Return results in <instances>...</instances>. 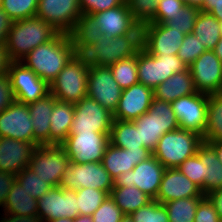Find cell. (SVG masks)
<instances>
[{"instance_id":"e7e4bbea","label":"cell","mask_w":222,"mask_h":222,"mask_svg":"<svg viewBox=\"0 0 222 222\" xmlns=\"http://www.w3.org/2000/svg\"><path fill=\"white\" fill-rule=\"evenodd\" d=\"M48 222H73V219L72 218H57V219L50 220Z\"/></svg>"},{"instance_id":"4316f807","label":"cell","mask_w":222,"mask_h":222,"mask_svg":"<svg viewBox=\"0 0 222 222\" xmlns=\"http://www.w3.org/2000/svg\"><path fill=\"white\" fill-rule=\"evenodd\" d=\"M74 118V104L56 100L50 116V145H61L69 135Z\"/></svg>"},{"instance_id":"9c48e42d","label":"cell","mask_w":222,"mask_h":222,"mask_svg":"<svg viewBox=\"0 0 222 222\" xmlns=\"http://www.w3.org/2000/svg\"><path fill=\"white\" fill-rule=\"evenodd\" d=\"M113 113L94 99L86 96L74 103V118L69 134L105 133L110 134Z\"/></svg>"},{"instance_id":"6125c7cd","label":"cell","mask_w":222,"mask_h":222,"mask_svg":"<svg viewBox=\"0 0 222 222\" xmlns=\"http://www.w3.org/2000/svg\"><path fill=\"white\" fill-rule=\"evenodd\" d=\"M186 5L194 6L200 10L204 7V0H184Z\"/></svg>"},{"instance_id":"7bdbcfd3","label":"cell","mask_w":222,"mask_h":222,"mask_svg":"<svg viewBox=\"0 0 222 222\" xmlns=\"http://www.w3.org/2000/svg\"><path fill=\"white\" fill-rule=\"evenodd\" d=\"M134 222H169L166 207L156 200L130 214Z\"/></svg>"},{"instance_id":"680465c9","label":"cell","mask_w":222,"mask_h":222,"mask_svg":"<svg viewBox=\"0 0 222 222\" xmlns=\"http://www.w3.org/2000/svg\"><path fill=\"white\" fill-rule=\"evenodd\" d=\"M5 44H0V76L7 73L9 59L5 51Z\"/></svg>"},{"instance_id":"b9f144b4","label":"cell","mask_w":222,"mask_h":222,"mask_svg":"<svg viewBox=\"0 0 222 222\" xmlns=\"http://www.w3.org/2000/svg\"><path fill=\"white\" fill-rule=\"evenodd\" d=\"M1 8L13 20H24L36 16L38 0H2Z\"/></svg>"},{"instance_id":"f1b7e54d","label":"cell","mask_w":222,"mask_h":222,"mask_svg":"<svg viewBox=\"0 0 222 222\" xmlns=\"http://www.w3.org/2000/svg\"><path fill=\"white\" fill-rule=\"evenodd\" d=\"M3 212L16 216H30L38 214V200L22 188L15 180L3 205Z\"/></svg>"},{"instance_id":"f35d334b","label":"cell","mask_w":222,"mask_h":222,"mask_svg":"<svg viewBox=\"0 0 222 222\" xmlns=\"http://www.w3.org/2000/svg\"><path fill=\"white\" fill-rule=\"evenodd\" d=\"M149 112L154 114V116H158L159 132H163V135L179 129L178 121L170 102L153 98Z\"/></svg>"},{"instance_id":"cb8c5ba5","label":"cell","mask_w":222,"mask_h":222,"mask_svg":"<svg viewBox=\"0 0 222 222\" xmlns=\"http://www.w3.org/2000/svg\"><path fill=\"white\" fill-rule=\"evenodd\" d=\"M91 15L99 24L101 32L109 37L126 35L138 26L132 17L126 1L118 7Z\"/></svg>"},{"instance_id":"3957f363","label":"cell","mask_w":222,"mask_h":222,"mask_svg":"<svg viewBox=\"0 0 222 222\" xmlns=\"http://www.w3.org/2000/svg\"><path fill=\"white\" fill-rule=\"evenodd\" d=\"M142 49V27L118 37L103 35L95 44L85 46L77 55L87 64L109 67L121 59L137 55Z\"/></svg>"},{"instance_id":"d6a6232c","label":"cell","mask_w":222,"mask_h":222,"mask_svg":"<svg viewBox=\"0 0 222 222\" xmlns=\"http://www.w3.org/2000/svg\"><path fill=\"white\" fill-rule=\"evenodd\" d=\"M220 21L210 13L200 11L195 20L193 34L206 50H213L220 40Z\"/></svg>"},{"instance_id":"816d5d0a","label":"cell","mask_w":222,"mask_h":222,"mask_svg":"<svg viewBox=\"0 0 222 222\" xmlns=\"http://www.w3.org/2000/svg\"><path fill=\"white\" fill-rule=\"evenodd\" d=\"M14 94L8 74L0 76V112L6 109L13 101Z\"/></svg>"},{"instance_id":"4fadbf2b","label":"cell","mask_w":222,"mask_h":222,"mask_svg":"<svg viewBox=\"0 0 222 222\" xmlns=\"http://www.w3.org/2000/svg\"><path fill=\"white\" fill-rule=\"evenodd\" d=\"M208 94L197 92L171 102L180 129L204 136L207 125Z\"/></svg>"},{"instance_id":"484cf974","label":"cell","mask_w":222,"mask_h":222,"mask_svg":"<svg viewBox=\"0 0 222 222\" xmlns=\"http://www.w3.org/2000/svg\"><path fill=\"white\" fill-rule=\"evenodd\" d=\"M197 92L188 68L185 71L174 73L153 90L154 98L170 103L180 97L195 94Z\"/></svg>"},{"instance_id":"e575fe53","label":"cell","mask_w":222,"mask_h":222,"mask_svg":"<svg viewBox=\"0 0 222 222\" xmlns=\"http://www.w3.org/2000/svg\"><path fill=\"white\" fill-rule=\"evenodd\" d=\"M134 123L139 130L140 143H143L144 148L153 152L163 135V132H159L158 116L147 111L134 120Z\"/></svg>"},{"instance_id":"681fc988","label":"cell","mask_w":222,"mask_h":222,"mask_svg":"<svg viewBox=\"0 0 222 222\" xmlns=\"http://www.w3.org/2000/svg\"><path fill=\"white\" fill-rule=\"evenodd\" d=\"M82 13L95 14L122 5L125 0H78Z\"/></svg>"},{"instance_id":"7402d4cb","label":"cell","mask_w":222,"mask_h":222,"mask_svg":"<svg viewBox=\"0 0 222 222\" xmlns=\"http://www.w3.org/2000/svg\"><path fill=\"white\" fill-rule=\"evenodd\" d=\"M34 142L0 137V171L17 175L29 166Z\"/></svg>"},{"instance_id":"11a10c76","label":"cell","mask_w":222,"mask_h":222,"mask_svg":"<svg viewBox=\"0 0 222 222\" xmlns=\"http://www.w3.org/2000/svg\"><path fill=\"white\" fill-rule=\"evenodd\" d=\"M0 222H45L38 215H30V216H16L9 213H3L0 216Z\"/></svg>"},{"instance_id":"c3c4849f","label":"cell","mask_w":222,"mask_h":222,"mask_svg":"<svg viewBox=\"0 0 222 222\" xmlns=\"http://www.w3.org/2000/svg\"><path fill=\"white\" fill-rule=\"evenodd\" d=\"M185 5L184 0H160L154 17V23L166 24L169 20L173 19V16Z\"/></svg>"},{"instance_id":"ffe728a7","label":"cell","mask_w":222,"mask_h":222,"mask_svg":"<svg viewBox=\"0 0 222 222\" xmlns=\"http://www.w3.org/2000/svg\"><path fill=\"white\" fill-rule=\"evenodd\" d=\"M154 98L153 89L141 83L122 90L117 108L113 113V119L134 121L142 114L149 111Z\"/></svg>"},{"instance_id":"f5cc1de1","label":"cell","mask_w":222,"mask_h":222,"mask_svg":"<svg viewBox=\"0 0 222 222\" xmlns=\"http://www.w3.org/2000/svg\"><path fill=\"white\" fill-rule=\"evenodd\" d=\"M16 180V175L0 171V207L6 201L9 191L11 190L14 182Z\"/></svg>"},{"instance_id":"d4e9b609","label":"cell","mask_w":222,"mask_h":222,"mask_svg":"<svg viewBox=\"0 0 222 222\" xmlns=\"http://www.w3.org/2000/svg\"><path fill=\"white\" fill-rule=\"evenodd\" d=\"M57 99L51 94L28 104L33 124L34 143L38 145H50V116Z\"/></svg>"},{"instance_id":"7c38bea8","label":"cell","mask_w":222,"mask_h":222,"mask_svg":"<svg viewBox=\"0 0 222 222\" xmlns=\"http://www.w3.org/2000/svg\"><path fill=\"white\" fill-rule=\"evenodd\" d=\"M109 136L105 133L69 134L61 146L72 163L101 162Z\"/></svg>"},{"instance_id":"1f68e13d","label":"cell","mask_w":222,"mask_h":222,"mask_svg":"<svg viewBox=\"0 0 222 222\" xmlns=\"http://www.w3.org/2000/svg\"><path fill=\"white\" fill-rule=\"evenodd\" d=\"M110 197L114 200L115 204L121 209L124 215H130L153 200L146 193L140 191L136 186H114L111 190Z\"/></svg>"},{"instance_id":"4dcf8cb0","label":"cell","mask_w":222,"mask_h":222,"mask_svg":"<svg viewBox=\"0 0 222 222\" xmlns=\"http://www.w3.org/2000/svg\"><path fill=\"white\" fill-rule=\"evenodd\" d=\"M109 141L112 145L128 150L147 149L140 143L139 130L134 121L113 120Z\"/></svg>"},{"instance_id":"003e7915","label":"cell","mask_w":222,"mask_h":222,"mask_svg":"<svg viewBox=\"0 0 222 222\" xmlns=\"http://www.w3.org/2000/svg\"><path fill=\"white\" fill-rule=\"evenodd\" d=\"M206 3H222V0H204V5Z\"/></svg>"},{"instance_id":"60d3db41","label":"cell","mask_w":222,"mask_h":222,"mask_svg":"<svg viewBox=\"0 0 222 222\" xmlns=\"http://www.w3.org/2000/svg\"><path fill=\"white\" fill-rule=\"evenodd\" d=\"M16 180L23 189L37 200L51 189V187L29 167H25L19 172L16 175Z\"/></svg>"},{"instance_id":"8fae6325","label":"cell","mask_w":222,"mask_h":222,"mask_svg":"<svg viewBox=\"0 0 222 222\" xmlns=\"http://www.w3.org/2000/svg\"><path fill=\"white\" fill-rule=\"evenodd\" d=\"M7 74L18 102L28 105L50 93L49 85L22 62H9Z\"/></svg>"},{"instance_id":"91938a15","label":"cell","mask_w":222,"mask_h":222,"mask_svg":"<svg viewBox=\"0 0 222 222\" xmlns=\"http://www.w3.org/2000/svg\"><path fill=\"white\" fill-rule=\"evenodd\" d=\"M208 143L217 153L218 161L222 164V141H204Z\"/></svg>"},{"instance_id":"7dc6e473","label":"cell","mask_w":222,"mask_h":222,"mask_svg":"<svg viewBox=\"0 0 222 222\" xmlns=\"http://www.w3.org/2000/svg\"><path fill=\"white\" fill-rule=\"evenodd\" d=\"M124 214L110 195L91 215L93 222H120Z\"/></svg>"},{"instance_id":"7a4b0ae2","label":"cell","mask_w":222,"mask_h":222,"mask_svg":"<svg viewBox=\"0 0 222 222\" xmlns=\"http://www.w3.org/2000/svg\"><path fill=\"white\" fill-rule=\"evenodd\" d=\"M58 32L37 16L13 21L5 42L10 62H20L29 52L54 39Z\"/></svg>"},{"instance_id":"83f0119b","label":"cell","mask_w":222,"mask_h":222,"mask_svg":"<svg viewBox=\"0 0 222 222\" xmlns=\"http://www.w3.org/2000/svg\"><path fill=\"white\" fill-rule=\"evenodd\" d=\"M204 164V185L200 189L205 196L208 193L222 189V164L218 161L217 153L208 144L203 143L197 150Z\"/></svg>"},{"instance_id":"e0dca14e","label":"cell","mask_w":222,"mask_h":222,"mask_svg":"<svg viewBox=\"0 0 222 222\" xmlns=\"http://www.w3.org/2000/svg\"><path fill=\"white\" fill-rule=\"evenodd\" d=\"M185 34L165 23L142 26V47L151 55H177Z\"/></svg>"},{"instance_id":"ee69618b","label":"cell","mask_w":222,"mask_h":222,"mask_svg":"<svg viewBox=\"0 0 222 222\" xmlns=\"http://www.w3.org/2000/svg\"><path fill=\"white\" fill-rule=\"evenodd\" d=\"M199 12V8L185 5L176 15L173 16V19L166 23V25L171 29L182 31L185 35L191 34Z\"/></svg>"},{"instance_id":"836d02e7","label":"cell","mask_w":222,"mask_h":222,"mask_svg":"<svg viewBox=\"0 0 222 222\" xmlns=\"http://www.w3.org/2000/svg\"><path fill=\"white\" fill-rule=\"evenodd\" d=\"M203 141H222V93L208 94L207 125Z\"/></svg>"},{"instance_id":"f907efd6","label":"cell","mask_w":222,"mask_h":222,"mask_svg":"<svg viewBox=\"0 0 222 222\" xmlns=\"http://www.w3.org/2000/svg\"><path fill=\"white\" fill-rule=\"evenodd\" d=\"M194 222H222L216 209L206 196L199 202Z\"/></svg>"},{"instance_id":"be15d7a7","label":"cell","mask_w":222,"mask_h":222,"mask_svg":"<svg viewBox=\"0 0 222 222\" xmlns=\"http://www.w3.org/2000/svg\"><path fill=\"white\" fill-rule=\"evenodd\" d=\"M73 222H93V220L91 216L78 215L76 218L73 219Z\"/></svg>"},{"instance_id":"2e32d148","label":"cell","mask_w":222,"mask_h":222,"mask_svg":"<svg viewBox=\"0 0 222 222\" xmlns=\"http://www.w3.org/2000/svg\"><path fill=\"white\" fill-rule=\"evenodd\" d=\"M188 69L198 92L222 93V61L213 50L204 51Z\"/></svg>"},{"instance_id":"ab89813d","label":"cell","mask_w":222,"mask_h":222,"mask_svg":"<svg viewBox=\"0 0 222 222\" xmlns=\"http://www.w3.org/2000/svg\"><path fill=\"white\" fill-rule=\"evenodd\" d=\"M134 21L143 26L154 23V17L160 0H125Z\"/></svg>"},{"instance_id":"bcb514c9","label":"cell","mask_w":222,"mask_h":222,"mask_svg":"<svg viewBox=\"0 0 222 222\" xmlns=\"http://www.w3.org/2000/svg\"><path fill=\"white\" fill-rule=\"evenodd\" d=\"M204 166L196 153L184 160L177 169L201 189L204 185Z\"/></svg>"},{"instance_id":"9f6ffc18","label":"cell","mask_w":222,"mask_h":222,"mask_svg":"<svg viewBox=\"0 0 222 222\" xmlns=\"http://www.w3.org/2000/svg\"><path fill=\"white\" fill-rule=\"evenodd\" d=\"M216 209L217 214L222 220V189L213 191L205 195Z\"/></svg>"},{"instance_id":"30bf717a","label":"cell","mask_w":222,"mask_h":222,"mask_svg":"<svg viewBox=\"0 0 222 222\" xmlns=\"http://www.w3.org/2000/svg\"><path fill=\"white\" fill-rule=\"evenodd\" d=\"M165 170L166 168L152 155L138 163L131 171L116 177L114 186H136L154 200L157 197Z\"/></svg>"},{"instance_id":"6da1fadb","label":"cell","mask_w":222,"mask_h":222,"mask_svg":"<svg viewBox=\"0 0 222 222\" xmlns=\"http://www.w3.org/2000/svg\"><path fill=\"white\" fill-rule=\"evenodd\" d=\"M75 55L70 35L59 33L51 41L33 49L20 62L50 85Z\"/></svg>"},{"instance_id":"d6986e66","label":"cell","mask_w":222,"mask_h":222,"mask_svg":"<svg viewBox=\"0 0 222 222\" xmlns=\"http://www.w3.org/2000/svg\"><path fill=\"white\" fill-rule=\"evenodd\" d=\"M33 124L28 105L14 100L0 112V137L34 142Z\"/></svg>"},{"instance_id":"03108f58","label":"cell","mask_w":222,"mask_h":222,"mask_svg":"<svg viewBox=\"0 0 222 222\" xmlns=\"http://www.w3.org/2000/svg\"><path fill=\"white\" fill-rule=\"evenodd\" d=\"M120 222H134L130 215H124Z\"/></svg>"},{"instance_id":"f546056e","label":"cell","mask_w":222,"mask_h":222,"mask_svg":"<svg viewBox=\"0 0 222 222\" xmlns=\"http://www.w3.org/2000/svg\"><path fill=\"white\" fill-rule=\"evenodd\" d=\"M69 35L75 52L78 54L85 46L95 44L104 34L92 15L82 13L76 22L75 28Z\"/></svg>"},{"instance_id":"44dd1931","label":"cell","mask_w":222,"mask_h":222,"mask_svg":"<svg viewBox=\"0 0 222 222\" xmlns=\"http://www.w3.org/2000/svg\"><path fill=\"white\" fill-rule=\"evenodd\" d=\"M205 197L200 188L177 168L164 171L157 197L161 204L182 198Z\"/></svg>"},{"instance_id":"74e56055","label":"cell","mask_w":222,"mask_h":222,"mask_svg":"<svg viewBox=\"0 0 222 222\" xmlns=\"http://www.w3.org/2000/svg\"><path fill=\"white\" fill-rule=\"evenodd\" d=\"M79 215L91 216L102 202L109 196L105 191L93 188H80L75 190Z\"/></svg>"},{"instance_id":"d590c367","label":"cell","mask_w":222,"mask_h":222,"mask_svg":"<svg viewBox=\"0 0 222 222\" xmlns=\"http://www.w3.org/2000/svg\"><path fill=\"white\" fill-rule=\"evenodd\" d=\"M203 198H182L164 203L169 222H194L197 207Z\"/></svg>"},{"instance_id":"f6af8a7d","label":"cell","mask_w":222,"mask_h":222,"mask_svg":"<svg viewBox=\"0 0 222 222\" xmlns=\"http://www.w3.org/2000/svg\"><path fill=\"white\" fill-rule=\"evenodd\" d=\"M204 51V45L191 33L185 35L177 56L189 67Z\"/></svg>"},{"instance_id":"db71d44e","label":"cell","mask_w":222,"mask_h":222,"mask_svg":"<svg viewBox=\"0 0 222 222\" xmlns=\"http://www.w3.org/2000/svg\"><path fill=\"white\" fill-rule=\"evenodd\" d=\"M13 20L0 7V44H5Z\"/></svg>"},{"instance_id":"603a6c76","label":"cell","mask_w":222,"mask_h":222,"mask_svg":"<svg viewBox=\"0 0 222 222\" xmlns=\"http://www.w3.org/2000/svg\"><path fill=\"white\" fill-rule=\"evenodd\" d=\"M152 156L148 149L128 150L112 145L110 142L106 146L102 165L115 180L122 173L131 171L138 163Z\"/></svg>"},{"instance_id":"9a60e30c","label":"cell","mask_w":222,"mask_h":222,"mask_svg":"<svg viewBox=\"0 0 222 222\" xmlns=\"http://www.w3.org/2000/svg\"><path fill=\"white\" fill-rule=\"evenodd\" d=\"M81 14L78 0H38L36 16L60 33L70 34Z\"/></svg>"},{"instance_id":"8992f818","label":"cell","mask_w":222,"mask_h":222,"mask_svg":"<svg viewBox=\"0 0 222 222\" xmlns=\"http://www.w3.org/2000/svg\"><path fill=\"white\" fill-rule=\"evenodd\" d=\"M187 68L177 55H151L143 47L137 53L139 83L153 90L174 73L185 71Z\"/></svg>"},{"instance_id":"8d00e7d4","label":"cell","mask_w":222,"mask_h":222,"mask_svg":"<svg viewBox=\"0 0 222 222\" xmlns=\"http://www.w3.org/2000/svg\"><path fill=\"white\" fill-rule=\"evenodd\" d=\"M114 79L122 90L139 83L137 73V55L121 59L109 66Z\"/></svg>"},{"instance_id":"5b68a950","label":"cell","mask_w":222,"mask_h":222,"mask_svg":"<svg viewBox=\"0 0 222 222\" xmlns=\"http://www.w3.org/2000/svg\"><path fill=\"white\" fill-rule=\"evenodd\" d=\"M89 65L77 54L49 85L50 93L60 101L77 103L87 96Z\"/></svg>"},{"instance_id":"277c9868","label":"cell","mask_w":222,"mask_h":222,"mask_svg":"<svg viewBox=\"0 0 222 222\" xmlns=\"http://www.w3.org/2000/svg\"><path fill=\"white\" fill-rule=\"evenodd\" d=\"M203 143L199 134L179 128L162 135L152 155L166 169L178 168L184 160L195 155Z\"/></svg>"},{"instance_id":"94428289","label":"cell","mask_w":222,"mask_h":222,"mask_svg":"<svg viewBox=\"0 0 222 222\" xmlns=\"http://www.w3.org/2000/svg\"><path fill=\"white\" fill-rule=\"evenodd\" d=\"M220 31H221V37L218 43L216 44L215 48L213 49L215 55L222 61V22H220Z\"/></svg>"},{"instance_id":"5bb4252c","label":"cell","mask_w":222,"mask_h":222,"mask_svg":"<svg viewBox=\"0 0 222 222\" xmlns=\"http://www.w3.org/2000/svg\"><path fill=\"white\" fill-rule=\"evenodd\" d=\"M122 89L106 66L89 65L87 96L102 107L114 113L120 100Z\"/></svg>"},{"instance_id":"6f0895ef","label":"cell","mask_w":222,"mask_h":222,"mask_svg":"<svg viewBox=\"0 0 222 222\" xmlns=\"http://www.w3.org/2000/svg\"><path fill=\"white\" fill-rule=\"evenodd\" d=\"M200 11L210 13L222 22V3H206Z\"/></svg>"},{"instance_id":"ba28073f","label":"cell","mask_w":222,"mask_h":222,"mask_svg":"<svg viewBox=\"0 0 222 222\" xmlns=\"http://www.w3.org/2000/svg\"><path fill=\"white\" fill-rule=\"evenodd\" d=\"M62 189L77 190L93 188L107 192L109 195L114 187V180L105 170L101 162L72 163L63 174L59 185Z\"/></svg>"},{"instance_id":"ac0fdd59","label":"cell","mask_w":222,"mask_h":222,"mask_svg":"<svg viewBox=\"0 0 222 222\" xmlns=\"http://www.w3.org/2000/svg\"><path fill=\"white\" fill-rule=\"evenodd\" d=\"M75 190L52 187L38 199V216L45 222L57 218H76L79 215Z\"/></svg>"},{"instance_id":"52a82bcc","label":"cell","mask_w":222,"mask_h":222,"mask_svg":"<svg viewBox=\"0 0 222 222\" xmlns=\"http://www.w3.org/2000/svg\"><path fill=\"white\" fill-rule=\"evenodd\" d=\"M70 162L61 145H38L33 150L28 167L52 188L60 185Z\"/></svg>"}]
</instances>
